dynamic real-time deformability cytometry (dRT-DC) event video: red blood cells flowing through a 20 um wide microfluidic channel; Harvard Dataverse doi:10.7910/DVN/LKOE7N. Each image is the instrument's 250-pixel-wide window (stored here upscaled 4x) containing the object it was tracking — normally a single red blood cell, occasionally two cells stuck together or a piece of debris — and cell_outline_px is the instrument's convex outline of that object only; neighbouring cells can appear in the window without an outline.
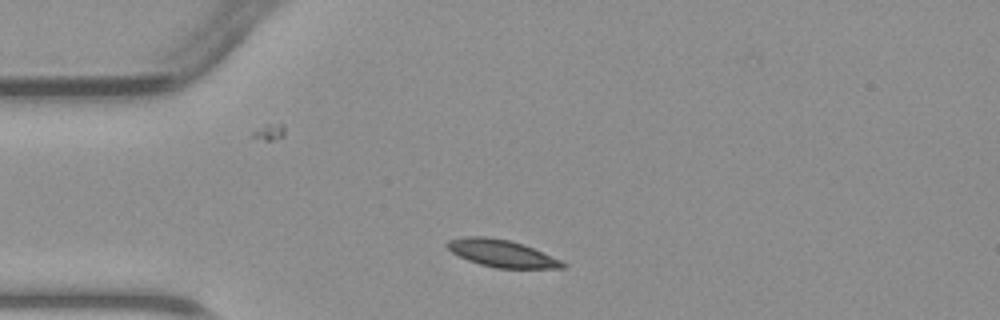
{"species": "common noctule bat (a hibernating species)", "species_latin": "Nyctalus noctula", "temperature_condition": "warm", "stored_images_in_passage": 2, "camera_frame_rate_fps": 3000, "um_per_image_px": 0.085, "animal": {"sex": "male", "body_mass_g": 23.1, "forearm_length_mm": 52.7}, "frame": {"image": 1, "passage_image": 1, "time_ms": 0.0, "image_size_px": [1000, 320], "cell_outline_px": [[568, 268], [496, 268], [480, 264], [468, 260], [452, 252], [444, 244], [448, 240], [468, 236], [484, 236], [508, 240], [524, 244], [560, 260], [568, 264]], "centroid_in_image_um": [42.66, 21.54], "position_along_channel_um": 42.3, "area_um2": 18.21}}